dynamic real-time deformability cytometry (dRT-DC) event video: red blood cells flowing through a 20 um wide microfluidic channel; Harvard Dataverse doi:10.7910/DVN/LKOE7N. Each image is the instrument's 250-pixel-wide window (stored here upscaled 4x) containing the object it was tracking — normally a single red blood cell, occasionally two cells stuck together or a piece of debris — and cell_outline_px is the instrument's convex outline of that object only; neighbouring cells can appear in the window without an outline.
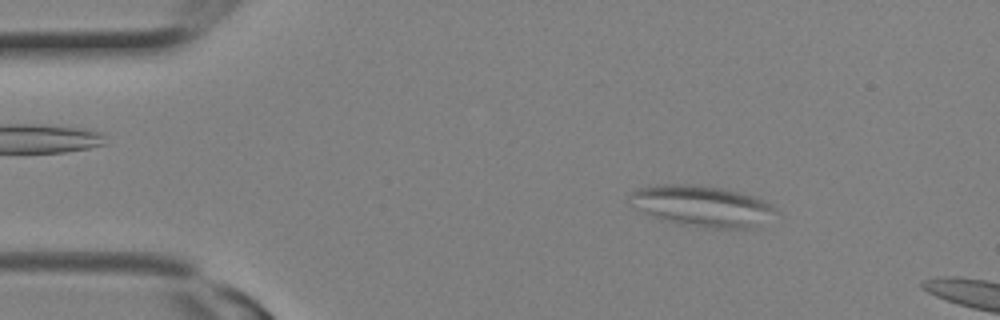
{"species": "Egyptian fruit bat (a non-hibernating species)", "species_latin": "Rousettus aegyptiacus", "temperature_condition": "room temperature", "stored_images_in_passage": 6, "camera_frame_rate_fps": 3000, "um_per_image_px": 0.085, "animal": {"sex": "female"}, "frame": {"image": 1, "passage_image": 4, "time_ms": 1.0, "image_size_px": [1000, 320], "cell_outline_px": [[776, 212], [756, 228], [708, 228], [680, 224], [644, 212], [628, 204], [632, 192], [640, 188], [664, 184], [692, 184], [720, 188], [740, 192], [764, 200], [776, 208]], "centroid_in_image_um": [59.7, 17.51], "position_along_channel_um": 25.3, "area_um2": 34.39}}